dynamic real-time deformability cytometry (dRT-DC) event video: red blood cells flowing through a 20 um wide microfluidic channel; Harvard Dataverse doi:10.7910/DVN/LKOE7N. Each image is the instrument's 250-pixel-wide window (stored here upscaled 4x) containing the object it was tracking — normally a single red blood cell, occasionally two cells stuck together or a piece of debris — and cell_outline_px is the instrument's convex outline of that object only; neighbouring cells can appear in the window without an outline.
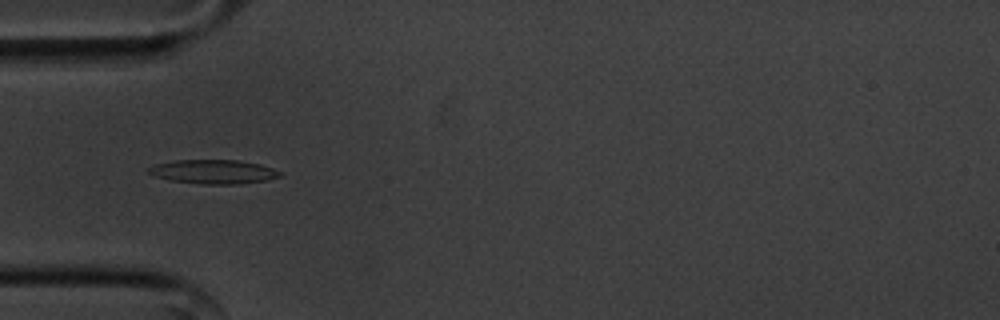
{"species": "common noctule bat (a hibernating species)", "species_latin": "Nyctalus noctula", "temperature_condition": "cold", "stored_images_in_passage": 54, "camera_frame_rate_fps": 3000, "um_per_image_px": 0.085, "animal": {"sex": "male", "body_mass_g": 20.1, "forearm_length_mm": 53.5}, "frame": {"image": 1, "passage_image": 16, "time_ms": 5.0, "image_size_px": [1000, 320], "cell_outline_px": [[280, 176], [268, 180], [240, 184], [200, 184], [168, 180], [156, 176], [148, 172], [148, 168], [156, 164], [176, 160], [236, 160], [260, 164], [272, 168], [280, 172]], "centroid_in_image_um": [18.14, 14.6], "position_along_channel_um": 66.9, "area_um2": 18.32}}
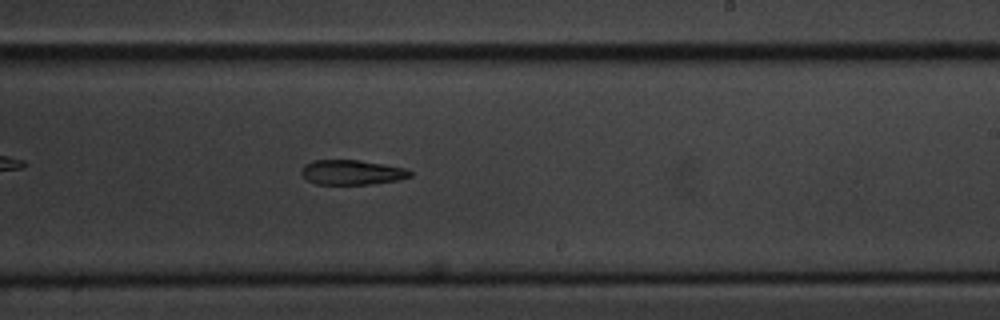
{"frame": {"image": 2, "passage_image": 32, "time_ms": 10.333, "image_size_px": [1000, 320], "cell_outline_px": [[412, 176], [400, 180], [372, 184], [316, 184], [308, 180], [300, 172], [300, 168], [304, 164], [312, 160], [360, 160], [408, 168], [412, 172]], "centroid_in_image_um": [29.93, 14.64], "position_along_channel_um": 259.1, "area_um2": 15.95}}
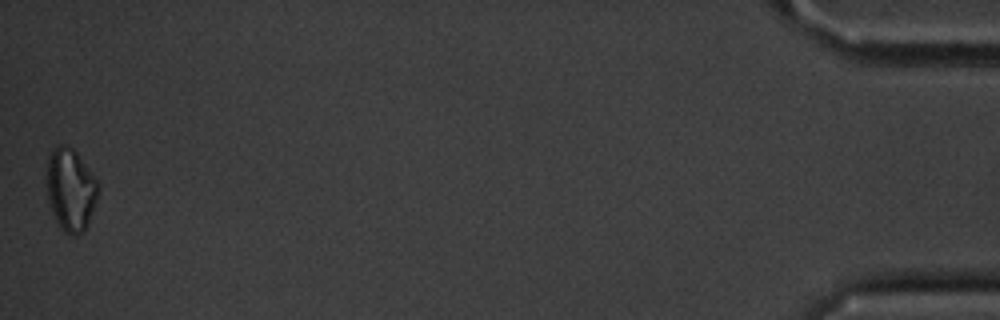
{"frame": {"image": 3, "passage_image": 54, "time_ms": 17.667, "image_size_px": [1000, 320], "cell_outline_px": [[100, 192], [88, 224], [84, 232], [76, 236], [72, 236], [64, 232], [60, 228], [52, 212], [48, 200], [48, 156], [60, 144], [64, 144], [72, 148], [76, 152], [96, 176], [100, 184]], "centroid_in_image_um": [6.06, 16.15], "position_along_channel_um": 429.1, "area_um2": 24.97}, "authors_computed_cell_mechanics": {"area_um2": 17.1955, "velocity_mm_per_s": 3.6003, "shape_relaxation_time_tau1_ms": 5.1403, "shape_relaxation_time_tau2_ms": null, "deformation_change_tau1": 0.1577, "deformation_change_tau2": null}}